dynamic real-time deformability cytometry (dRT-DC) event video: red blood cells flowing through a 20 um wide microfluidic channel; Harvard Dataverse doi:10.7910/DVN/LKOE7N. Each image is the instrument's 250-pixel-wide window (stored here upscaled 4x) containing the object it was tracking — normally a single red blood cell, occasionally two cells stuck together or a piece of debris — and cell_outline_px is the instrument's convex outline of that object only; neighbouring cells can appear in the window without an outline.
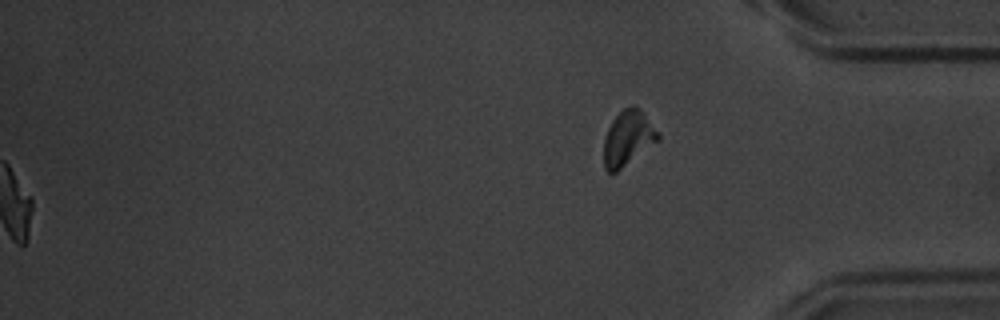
{"species": "common noctule bat (a hibernating species)", "species_latin": "Nyctalus noctula", "temperature_condition": "warm", "stored_images_in_passage": 57, "segment_of_instrument_passage": [2, 2], "camera_frame_rate_fps": 3000, "um_per_image_px": 0.085, "animal": {"sex": "male", "body_mass_g": 20.1, "forearm_length_mm": 53.5}, "frame": {"image": 1, "passage_image": 57, "time_ms": 18.667, "image_size_px": [1000, 320], "cell_outline_px": [[660, 140], [616, 172], [608, 172], [604, 168], [604, 140], [608, 128], [612, 120], [624, 108], [632, 104], [636, 104], [644, 112], [660, 132]], "centroid_in_image_um": [53.41, 11.71], "position_along_channel_um": 381.8, "area_um2": 17.63}}